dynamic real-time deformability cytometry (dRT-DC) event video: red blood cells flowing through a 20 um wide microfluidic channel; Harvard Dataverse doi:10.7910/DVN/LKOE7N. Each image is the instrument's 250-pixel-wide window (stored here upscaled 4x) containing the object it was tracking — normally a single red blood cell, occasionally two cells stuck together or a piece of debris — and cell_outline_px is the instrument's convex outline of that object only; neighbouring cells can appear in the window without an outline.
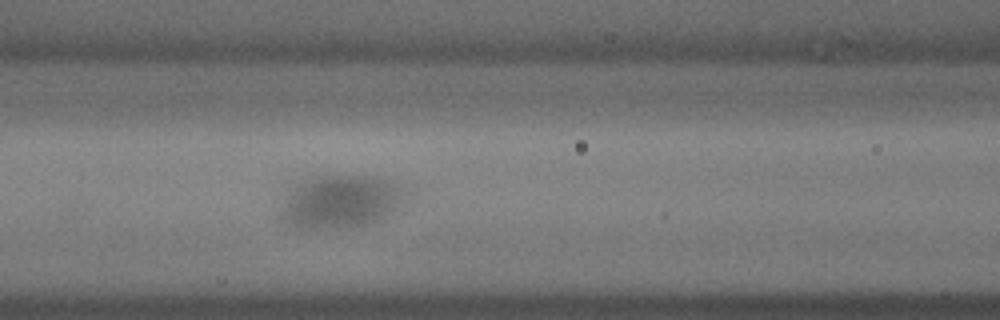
{"species": "common noctule bat (a hibernating species)", "species_latin": "Nyctalus noctula", "temperature_condition": "cold", "stored_images_in_passage": 34, "camera_frame_rate_fps": 3000, "um_per_image_px": 0.085, "animal": {"sex": "male", "body_mass_g": 18.8}, "frame": {"image": 1, "passage_image": 10, "time_ms": 3.0, "image_size_px": [1000, 320], "cell_outline_px": [[404, 200], [384, 220], [348, 228], [296, 224], [288, 220], [284, 216], [284, 204], [288, 192], [296, 184], [312, 176], [372, 176], [396, 184]], "centroid_in_image_um": [29.02, 17.09], "position_along_channel_um": 137.6, "area_um2": 36.65}}
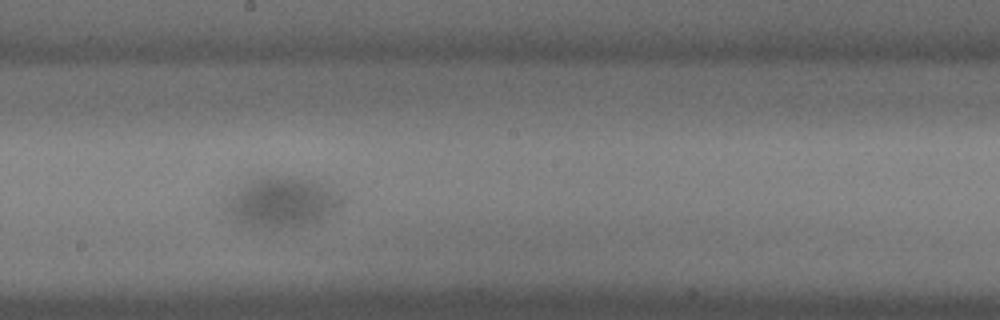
{"frame": {"image": 2, "passage_image": 17, "time_ms": 5.333, "image_size_px": [1000, 320], "cell_outline_px": [[348, 196], [344, 204], [340, 208], [320, 220], [312, 224], [288, 228], [252, 228], [232, 220], [220, 212], [224, 196], [236, 188], [256, 176], [296, 176], [324, 180], [344, 192]], "centroid_in_image_um": [23.97, 17.16], "position_along_channel_um": 224.2, "area_um2": 36.88}}
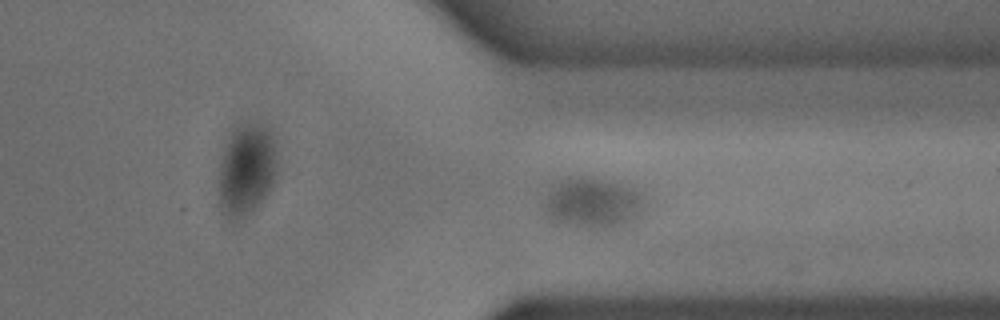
{"frame": {"image": 3, "passage_image": 28, "time_ms": 9.0, "image_size_px": [1000, 320], "cell_outline_px": [[652, 208], [648, 216], [624, 228], [584, 228], [552, 224], [540, 216], [540, 204], [548, 188], [556, 180], [568, 176], [588, 176], [628, 184], [644, 192], [652, 204]], "centroid_in_image_um": [50.47, 17.29], "position_along_channel_um": 360.9, "area_um2": 33.81}}